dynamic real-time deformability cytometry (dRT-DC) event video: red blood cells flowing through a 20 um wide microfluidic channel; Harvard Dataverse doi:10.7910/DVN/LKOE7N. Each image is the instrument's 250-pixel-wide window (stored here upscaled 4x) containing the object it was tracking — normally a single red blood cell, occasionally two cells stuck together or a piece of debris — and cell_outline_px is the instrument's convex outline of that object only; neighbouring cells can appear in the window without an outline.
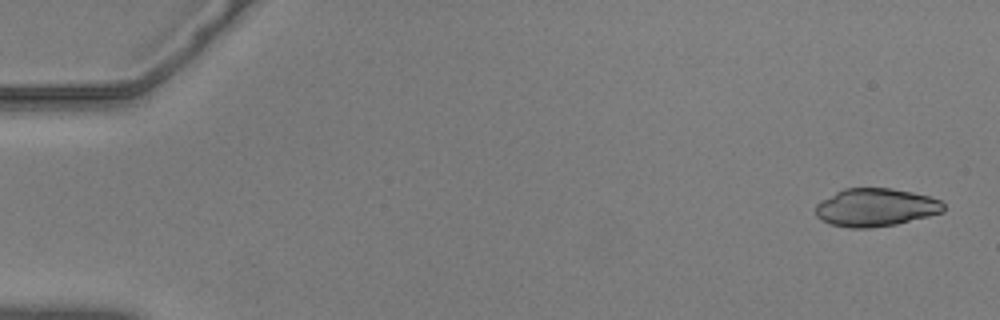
{"species": "common noctule bat (a hibernating species)", "species_latin": "Nyctalus noctula", "temperature_condition": "warm", "stored_images_in_passage": 56, "camera_frame_rate_fps": 3000, "um_per_image_px": 0.085, "animal": {"sex": "male", "body_mass_g": 20.5, "forearm_length_mm": 52.5}, "frame": {"image": 1, "passage_image": 1, "time_ms": 0.0, "image_size_px": [1000, 320], "cell_outline_px": [[944, 212], [896, 224], [872, 228], [848, 228], [832, 224], [820, 220], [816, 216], [816, 204], [820, 200], [844, 188], [892, 188], [912, 192], [928, 196], [940, 200], [944, 204]], "centroid_in_image_um": [74.41, 17.63], "position_along_channel_um": 10.6, "area_um2": 28.44}}
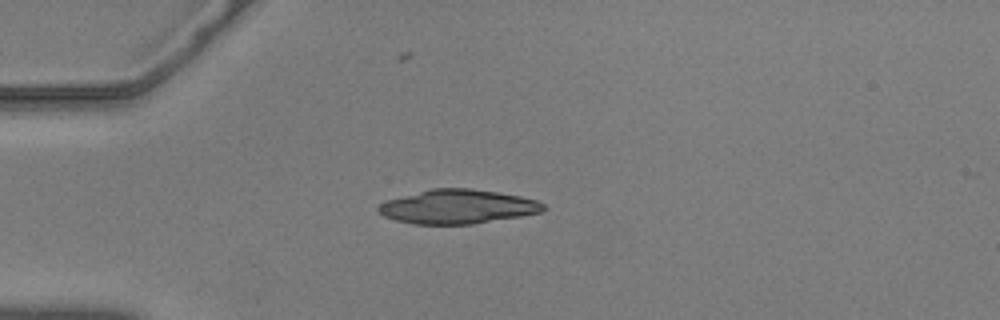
{"frame": {"image": 2, "passage_image": 14, "time_ms": 4.333, "image_size_px": [1000, 320], "cell_outline_px": [[544, 208], [540, 212], [520, 216], [472, 224], [412, 224], [396, 220], [384, 216], [376, 208], [380, 204], [388, 200], [432, 188], [472, 188], [520, 196], [536, 200], [544, 204]], "centroid_in_image_um": [38.89, 17.57], "position_along_channel_um": 46.1, "area_um2": 32.43}}
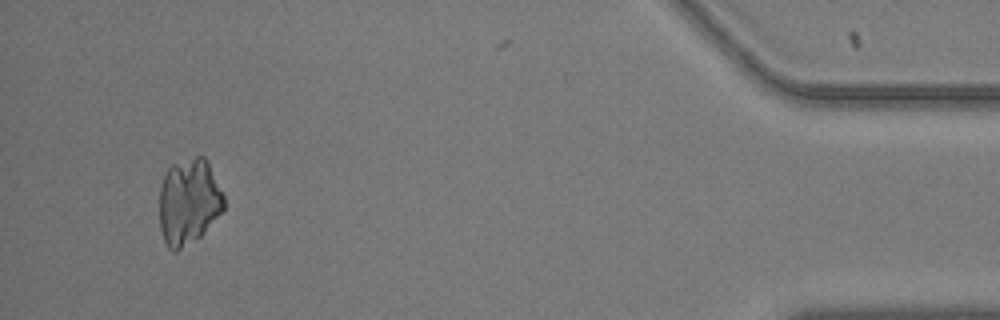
{"frame": {"image": 3, "passage_image": 52, "time_ms": 17.0, "image_size_px": [1000, 320], "cell_outline_px": [[224, 208], [204, 232], [200, 236], [176, 252], [172, 252], [168, 248], [164, 240], [160, 228], [160, 188], [164, 176], [168, 168], [172, 164], [196, 156], [204, 156], [224, 196]], "centroid_in_image_um": [16.02, 17.16], "position_along_channel_um": 419.2, "area_um2": 31.96}}